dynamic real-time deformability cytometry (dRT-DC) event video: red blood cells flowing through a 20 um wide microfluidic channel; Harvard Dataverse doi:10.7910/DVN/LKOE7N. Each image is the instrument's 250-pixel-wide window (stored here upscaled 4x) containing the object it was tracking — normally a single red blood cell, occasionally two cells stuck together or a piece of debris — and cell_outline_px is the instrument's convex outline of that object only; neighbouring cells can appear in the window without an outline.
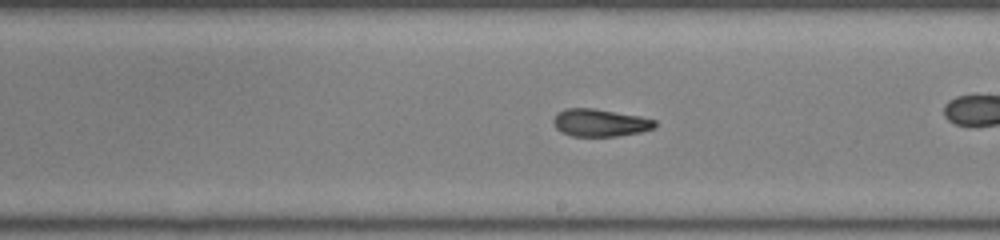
{"species": "common noctule bat (a hibernating species)", "species_latin": "Nyctalus noctula", "temperature_condition": "room temperature", "stored_images_in_passage": 51, "camera_frame_rate_fps": 3000, "um_per_image_px": 0.085, "animal": {"sex": "female", "body_mass_g": 22.0, "forearm_length_mm": 56.7}, "frame": {"image": 1, "passage_image": 30, "time_ms": 9.667, "image_size_px": [1000, 240], "cell_outline_px": [[656, 128], [640, 132], [616, 136], [572, 136], [560, 132], [552, 124], [552, 120], [564, 108], [592, 108], [640, 116], [656, 120]], "centroid_in_image_um": [51.0, 10.44], "position_along_channel_um": 238.0, "area_um2": 16.3}, "authors_computed_cell_mechanics": {"area_um2": 16.762, "velocity_mm_per_s": 4.1652, "shape_relaxation_time_tau1_ms": null, "shape_relaxation_time_tau2_ms": 2.4225, "deformation_change_tau1": null, "deformation_change_tau2": 0.0837}}